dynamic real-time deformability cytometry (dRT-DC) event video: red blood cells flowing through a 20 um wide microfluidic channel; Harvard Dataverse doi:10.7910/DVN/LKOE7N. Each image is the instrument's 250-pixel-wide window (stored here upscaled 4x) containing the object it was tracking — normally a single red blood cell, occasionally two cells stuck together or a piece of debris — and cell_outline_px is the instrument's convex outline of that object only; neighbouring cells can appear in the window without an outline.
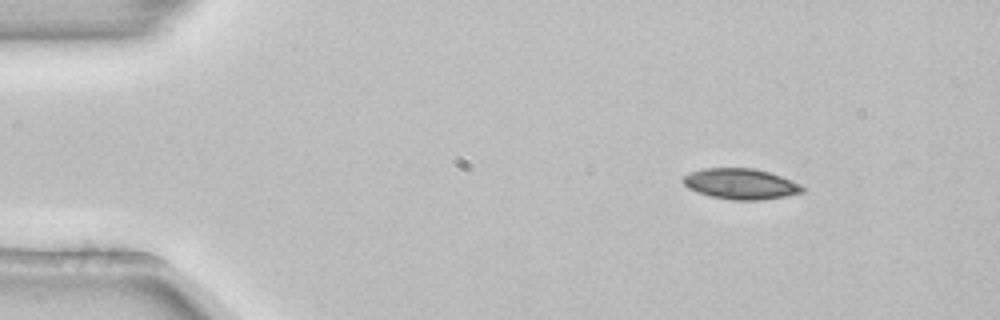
{"species": "common noctule bat (a hibernating species)", "species_latin": "Nyctalus noctula", "temperature_condition": "room temperature", "stored_images_in_passage": 3, "camera_frame_rate_fps": 3000, "um_per_image_px": 0.085, "animal": {"sex": "female", "body_mass_g": 22.7, "forearm_length_mm": 54.2}, "frame": {"image": 1, "passage_image": 1, "time_ms": 0.0, "image_size_px": [1000, 320], "cell_outline_px": [[804, 192], [784, 196], [760, 200], [732, 200], [712, 196], [688, 188], [680, 180], [684, 176], [692, 172], [704, 168], [752, 168], [768, 172], [780, 176], [800, 184], [804, 188]], "centroid_in_image_um": [62.95, 15.63], "position_along_channel_um": 22.1, "area_um2": 21.04}}